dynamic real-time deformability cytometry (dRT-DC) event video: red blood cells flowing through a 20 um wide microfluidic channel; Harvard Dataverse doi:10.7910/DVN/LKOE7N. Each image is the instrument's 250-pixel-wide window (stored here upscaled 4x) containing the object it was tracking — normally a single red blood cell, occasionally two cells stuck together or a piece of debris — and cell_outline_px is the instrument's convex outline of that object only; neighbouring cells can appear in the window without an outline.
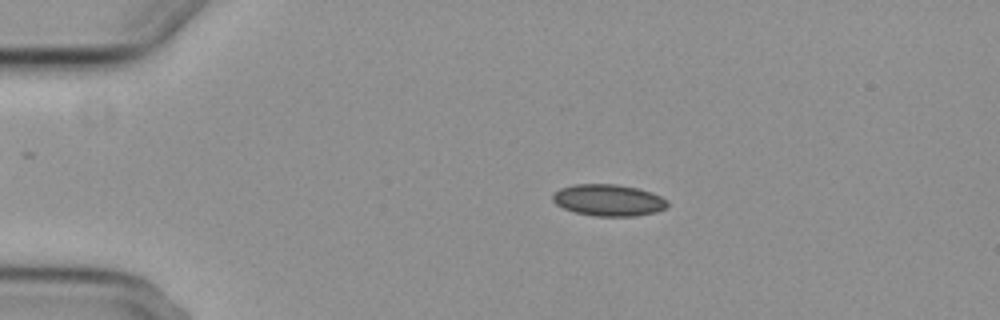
{"species": "common noctule bat (a hibernating species)", "species_latin": "Nyctalus noctula", "temperature_condition": "cold", "stored_images_in_passage": 6, "camera_frame_rate_fps": 3000, "um_per_image_px": 0.085, "animal": {"sex": "female", "body_mass_g": 29.2, "forearm_length_mm": 56.3}, "frame": {"image": 1, "passage_image": 2, "time_ms": 2.0, "image_size_px": [1000, 320], "cell_outline_px": [[668, 204], [664, 208], [656, 212], [636, 216], [596, 216], [576, 212], [564, 208], [556, 204], [552, 200], [552, 196], [560, 188], [572, 184], [616, 184], [636, 188], [652, 192], [668, 200]], "centroid_in_image_um": [51.72, 17.01], "position_along_channel_um": 33.3, "area_um2": 21.1}}
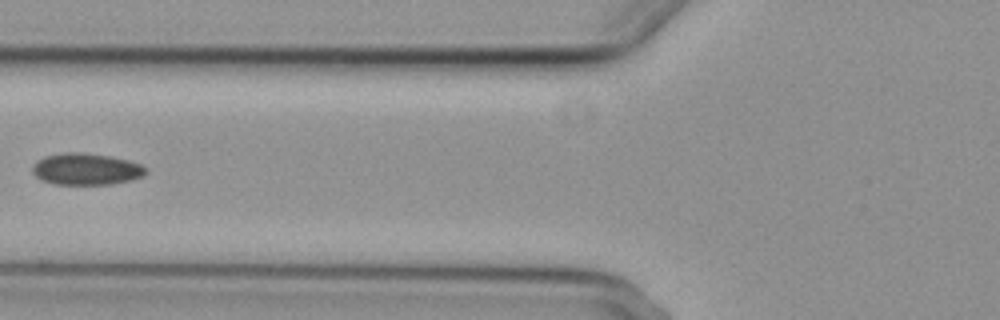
{"frame": {"image": 2, "passage_image": 5, "time_ms": 5.667, "image_size_px": [1000, 320], "cell_outline_px": [[148, 172], [144, 176], [132, 180], [112, 184], [52, 184], [40, 180], [32, 172], [32, 164], [36, 160], [44, 156], [68, 152], [80, 152], [108, 156], [128, 160], [140, 164], [148, 168]], "centroid_in_image_um": [7.32, 14.38], "position_along_channel_um": 118.5, "area_um2": 21.15}}
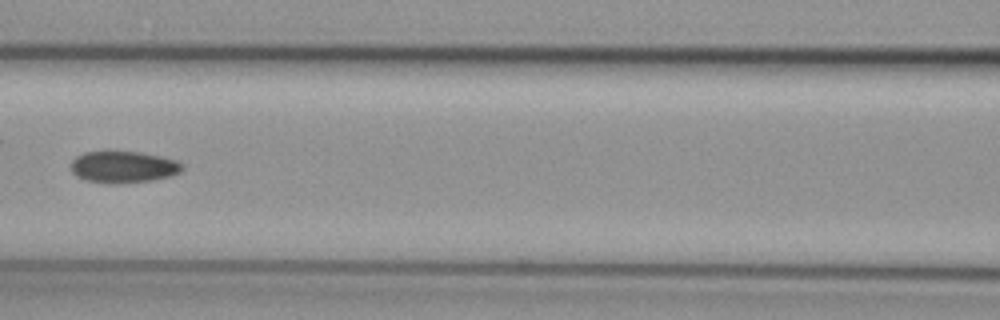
{"frame": {"image": 3, "passage_image": 6, "time_ms": 6.667, "image_size_px": [1000, 320], "cell_outline_px": [[184, 168], [180, 172], [172, 176], [152, 180], [120, 184], [104, 184], [84, 180], [76, 176], [72, 172], [72, 160], [76, 156], [84, 152], [140, 152], [160, 156], [176, 160], [184, 164]], "centroid_in_image_um": [10.5, 14.21], "position_along_channel_um": 156.1, "area_um2": 20.81}}